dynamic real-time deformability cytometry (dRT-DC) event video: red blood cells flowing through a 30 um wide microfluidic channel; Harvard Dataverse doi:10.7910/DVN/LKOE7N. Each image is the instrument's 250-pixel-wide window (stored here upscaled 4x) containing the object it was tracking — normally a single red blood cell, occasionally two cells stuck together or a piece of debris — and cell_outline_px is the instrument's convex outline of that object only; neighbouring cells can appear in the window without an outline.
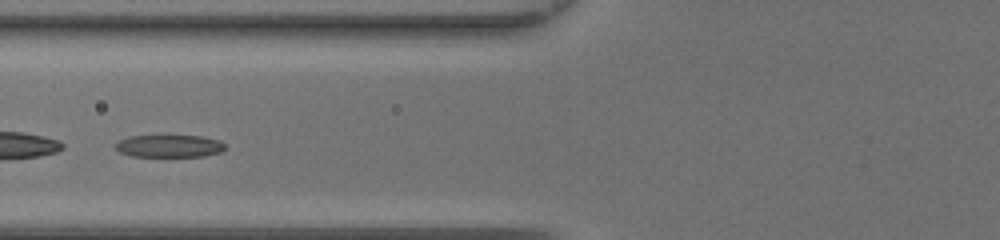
{"species": "common noctule bat (a hibernating species)", "species_latin": "Nyctalus noctula", "temperature_condition": "room temperature", "stored_images_in_passage": 38, "camera_frame_rate_fps": 3000, "um_per_image_px": 0.085, "animal": {"sex": "female", "body_mass_g": 20.0, "forearm_length_mm": 54.0}, "frame": {"image": 1, "passage_image": 12, "time_ms": 3.667, "image_size_px": [1000, 240], "cell_outline_px": [[224, 148], [220, 152], [204, 156], [132, 156], [120, 152], [116, 148], [116, 144], [120, 140], [128, 136], [160, 132], [204, 136], [220, 140], [224, 144]], "centroid_in_image_um": [14.37, 12.34], "position_along_channel_um": 111.4, "area_um2": 15.26}, "authors_computed_cell_mechanics": {"area_um2": 15.317, "velocity_mm_per_s": 4.3781, "shape_relaxation_time_tau1_ms": 6.7889, "shape_relaxation_time_tau2_ms": 3.3062, "deformation_change_tau1": 0.2232, "deformation_change_tau2": 0.0719}}